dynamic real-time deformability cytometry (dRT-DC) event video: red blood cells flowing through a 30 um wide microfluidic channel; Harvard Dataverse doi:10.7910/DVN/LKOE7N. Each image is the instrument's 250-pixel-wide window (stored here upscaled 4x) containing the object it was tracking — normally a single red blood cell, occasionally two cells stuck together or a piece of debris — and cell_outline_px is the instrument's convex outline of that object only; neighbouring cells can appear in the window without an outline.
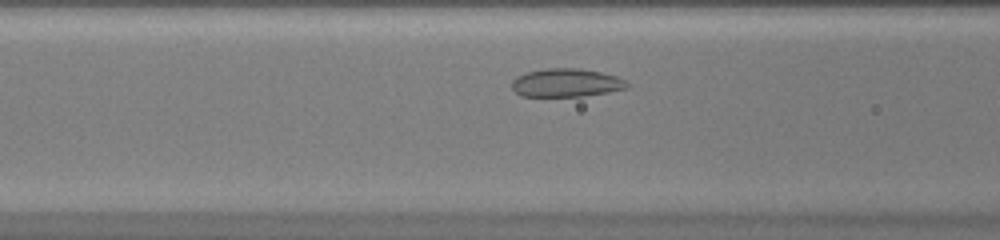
{"species": "common noctule bat (a hibernating species)", "species_latin": "Nyctalus noctula", "temperature_condition": "warm", "stored_images_in_passage": 30, "camera_frame_rate_fps": 3000, "um_per_image_px": 0.085, "animal": {"sex": "female", "body_mass_g": 20.0, "forearm_length_mm": 54.0}, "frame": {"image": 1, "passage_image": 8, "time_ms": 2.333, "image_size_px": [1000, 240], "cell_outline_px": [[628, 88], [608, 92], [584, 96], [520, 96], [512, 88], [512, 80], [516, 76], [528, 72], [544, 68], [576, 68], [600, 72], [616, 76], [624, 80], [628, 84]], "centroid_in_image_um": [48.11, 7.04], "position_along_channel_um": 118.5, "area_um2": 18.96}}
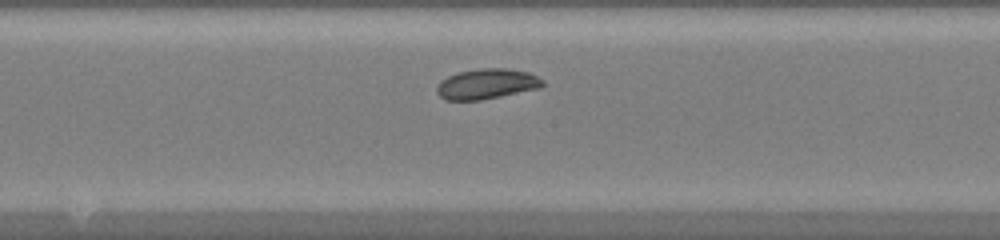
{"frame": {"image": 2, "passage_image": 14, "time_ms": 4.333, "image_size_px": [1000, 240], "cell_outline_px": [[544, 84], [540, 88], [480, 100], [444, 100], [436, 92], [436, 88], [440, 80], [448, 76], [460, 72], [480, 68], [508, 68], [528, 72], [544, 80]], "centroid_in_image_um": [41.36, 7.13], "position_along_channel_um": 206.8, "area_um2": 18.67}}
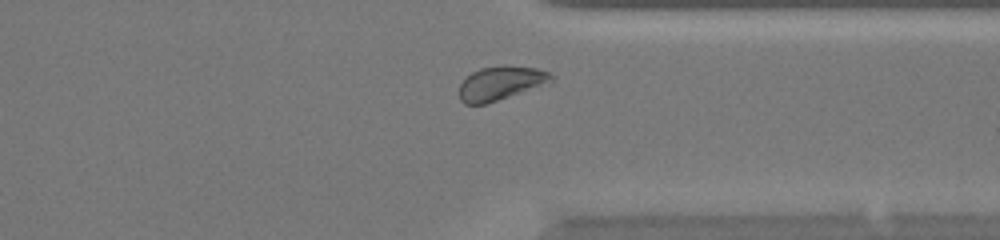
{"frame": {"image": 3, "passage_image": 25, "time_ms": 8.0, "image_size_px": [1000, 240], "cell_outline_px": [[556, 76], [552, 80], [508, 96], [484, 104], [464, 104], [460, 100], [460, 84], [472, 72], [480, 68], [504, 64], [536, 68], [548, 72]], "centroid_in_image_um": [42.52, 7.03], "position_along_channel_um": 368.9, "area_um2": 17.69}}